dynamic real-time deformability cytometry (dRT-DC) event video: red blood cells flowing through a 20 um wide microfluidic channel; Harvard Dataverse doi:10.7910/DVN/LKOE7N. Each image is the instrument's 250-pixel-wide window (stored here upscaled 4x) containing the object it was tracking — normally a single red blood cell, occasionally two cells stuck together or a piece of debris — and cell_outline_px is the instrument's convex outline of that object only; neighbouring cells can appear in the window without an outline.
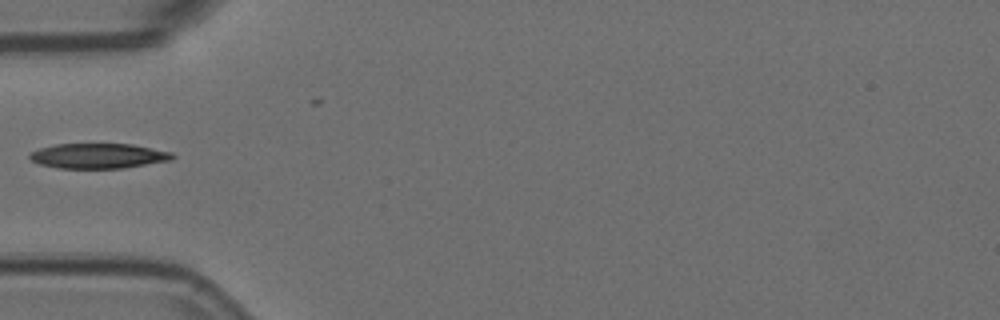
{"species": "Egyptian fruit bat (a non-hibernating species)", "species_latin": "Rousettus aegyptiacus", "temperature_condition": "room temperature", "stored_images_in_passage": 3, "camera_frame_rate_fps": 3000, "um_per_image_px": 0.085, "animal": {"sex": "female"}, "frame": {"image": 1, "passage_image": 1, "time_ms": 0.0, "image_size_px": [1000, 320], "cell_outline_px": [[176, 156], [172, 160], [124, 168], [60, 168], [40, 164], [32, 160], [28, 156], [32, 152], [40, 148], [56, 144], [132, 144], [172, 152]], "centroid_in_image_um": [8.4, 13.25], "position_along_channel_um": 76.6, "area_um2": 20.75}}